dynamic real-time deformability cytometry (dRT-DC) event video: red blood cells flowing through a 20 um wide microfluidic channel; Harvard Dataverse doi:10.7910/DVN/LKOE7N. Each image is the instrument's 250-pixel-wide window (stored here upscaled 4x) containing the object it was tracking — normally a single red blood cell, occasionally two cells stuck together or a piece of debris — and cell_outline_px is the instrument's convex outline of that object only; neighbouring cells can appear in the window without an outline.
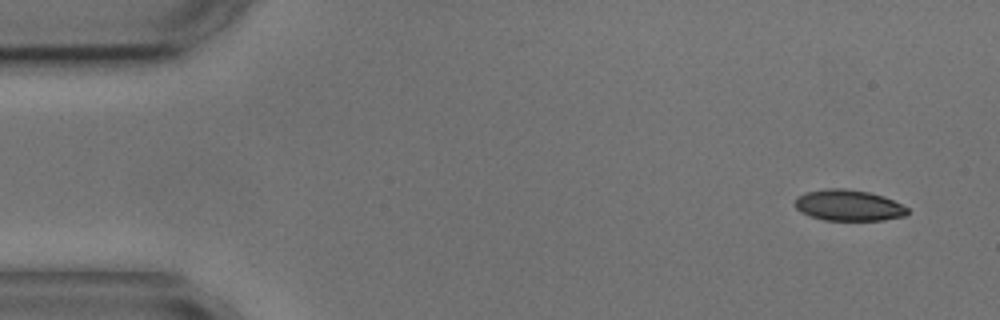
{"species": "common noctule bat (a hibernating species)", "species_latin": "Nyctalus noctula", "temperature_condition": "cold", "stored_images_in_passage": 4, "camera_frame_rate_fps": 3000, "um_per_image_px": 0.085, "animal": {"sex": "male", "body_mass_g": 17.9, "forearm_length_mm": 54.2}, "frame": {"image": 1, "passage_image": 1, "time_ms": 0.0, "image_size_px": [1000, 320], "cell_outline_px": [[908, 212], [904, 216], [884, 220], [824, 220], [800, 212], [796, 208], [796, 196], [804, 192], [828, 188], [844, 188], [868, 192], [884, 196], [908, 208]], "centroid_in_image_um": [72.1, 17.45], "position_along_channel_um": 12.9, "area_um2": 20.29}}
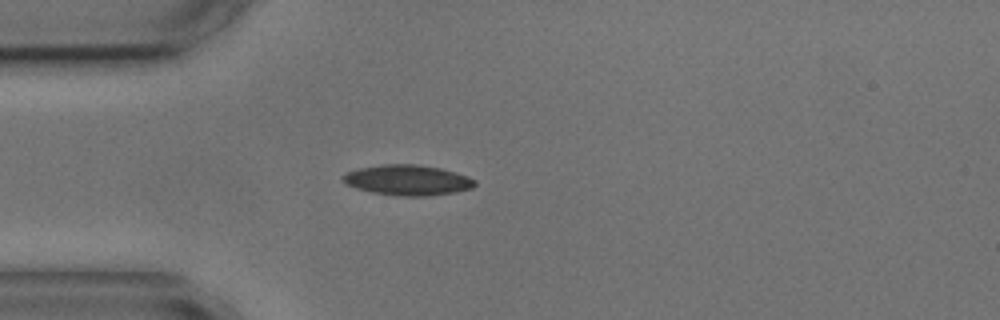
{"frame": {"image": 2, "passage_image": 4, "time_ms": 3.667, "image_size_px": [1000, 320], "cell_outline_px": [[476, 184], [472, 188], [456, 192], [428, 196], [396, 196], [372, 192], [356, 188], [344, 184], [340, 176], [356, 168], [380, 164], [416, 164], [440, 168], [456, 172], [468, 176], [476, 180]], "centroid_in_image_um": [34.62, 15.31], "position_along_channel_um": 50.4, "area_um2": 23.7}}